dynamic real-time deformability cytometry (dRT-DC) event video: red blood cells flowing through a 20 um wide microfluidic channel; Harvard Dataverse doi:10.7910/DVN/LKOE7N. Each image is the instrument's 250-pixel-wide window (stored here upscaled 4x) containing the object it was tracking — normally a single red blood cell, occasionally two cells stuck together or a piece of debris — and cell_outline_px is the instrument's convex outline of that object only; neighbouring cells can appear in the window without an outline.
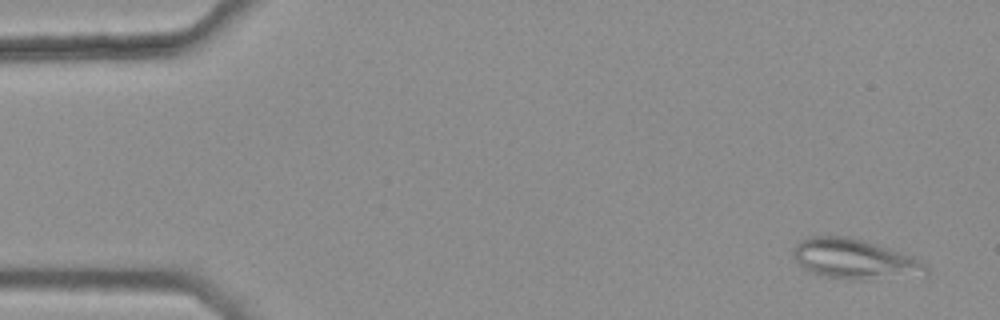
{"species": "common noctule bat (a hibernating species)", "species_latin": "Nyctalus noctula", "temperature_condition": "warm", "stored_images_in_passage": 8, "camera_frame_rate_fps": 3000, "um_per_image_px": 0.085, "animal": {"sex": "female", "body_mass_g": 25.1}, "frame": {"image": 1, "passage_image": 1, "time_ms": 0.0, "image_size_px": [1000, 320], "cell_outline_px": [[928, 272], [924, 276], [856, 280], [820, 276], [812, 272], [800, 264], [792, 256], [792, 248], [800, 240], [808, 236], [844, 236], [876, 244], [912, 256], [920, 260], [928, 268]], "centroid_in_image_um": [72.64, 22.03], "position_along_channel_um": 12.4, "area_um2": 30.98}}
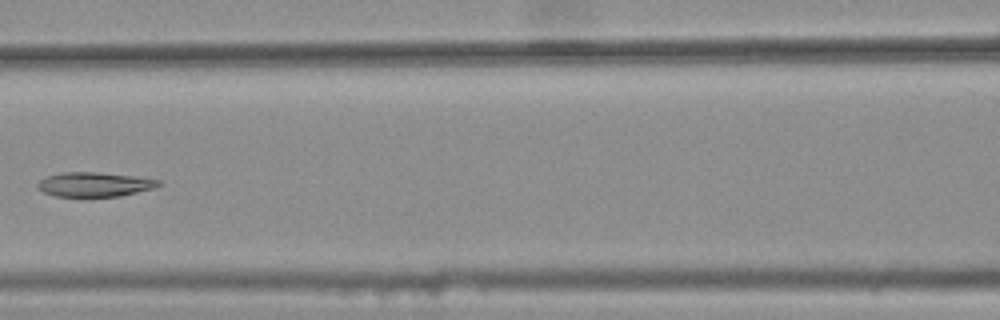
{"frame": {"image": 2, "passage_image": 7, "time_ms": 2.0, "image_size_px": [1000, 320], "cell_outline_px": [[160, 184], [152, 188], [120, 196], [80, 200], [56, 196], [44, 192], [36, 188], [36, 184], [40, 180], [48, 176], [60, 172], [96, 172], [136, 176], [160, 180]], "centroid_in_image_um": [7.95, 15.72], "position_along_channel_um": 158.6, "area_um2": 17.98}}
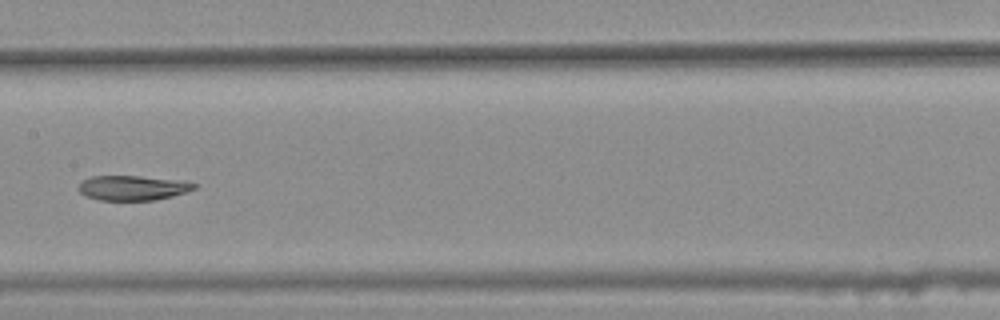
{"frame": {"image": 3, "passage_image": 8, "time_ms": 2.333, "image_size_px": [1000, 320], "cell_outline_px": [[196, 188], [172, 196], [152, 200], [100, 200], [84, 196], [76, 188], [84, 180], [92, 176], [140, 176], [184, 180], [196, 184]], "centroid_in_image_um": [11.26, 15.96], "position_along_channel_um": 196.1, "area_um2": 16.7}}